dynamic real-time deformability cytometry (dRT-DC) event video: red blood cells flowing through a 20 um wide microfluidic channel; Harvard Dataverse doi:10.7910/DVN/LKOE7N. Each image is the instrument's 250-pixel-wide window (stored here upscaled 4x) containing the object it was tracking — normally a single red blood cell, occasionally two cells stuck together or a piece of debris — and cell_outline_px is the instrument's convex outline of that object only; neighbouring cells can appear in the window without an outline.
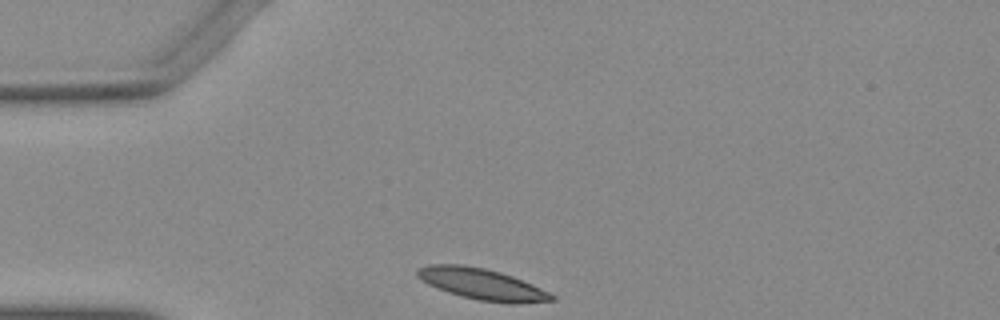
{"species": "Egyptian fruit bat (a non-hibernating species)", "species_latin": "Rousettus aegyptiacus", "temperature_condition": "warm", "stored_images_in_passage": 9, "camera_frame_rate_fps": 3000, "um_per_image_px": 0.085, "animal": {"sex": "female"}, "frame": {"image": 1, "passage_image": 1, "time_ms": 0.0, "image_size_px": [1000, 320], "cell_outline_px": [[556, 300], [520, 304], [508, 304], [480, 300], [460, 296], [448, 292], [428, 284], [416, 276], [416, 268], [428, 264], [460, 264], [484, 268], [500, 272], [512, 276], [532, 284], [556, 296]], "centroid_in_image_um": [40.96, 24.15], "position_along_channel_um": 44.0, "area_um2": 24.51}}
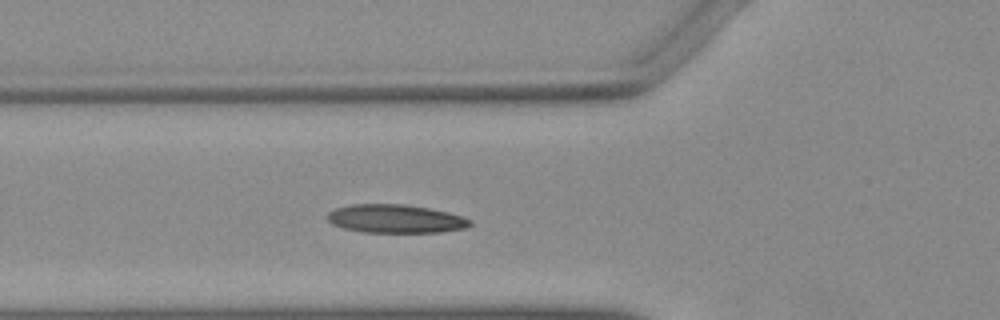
{"frame": {"image": 2, "passage_image": 6, "time_ms": 1.667, "image_size_px": [1000, 320], "cell_outline_px": [[472, 224], [468, 228], [440, 232], [364, 232], [344, 228], [332, 224], [324, 216], [328, 212], [336, 208], [352, 204], [404, 204], [428, 208], [448, 212], [472, 220]], "centroid_in_image_um": [33.61, 18.59], "position_along_channel_um": 92.2, "area_um2": 23.7}}